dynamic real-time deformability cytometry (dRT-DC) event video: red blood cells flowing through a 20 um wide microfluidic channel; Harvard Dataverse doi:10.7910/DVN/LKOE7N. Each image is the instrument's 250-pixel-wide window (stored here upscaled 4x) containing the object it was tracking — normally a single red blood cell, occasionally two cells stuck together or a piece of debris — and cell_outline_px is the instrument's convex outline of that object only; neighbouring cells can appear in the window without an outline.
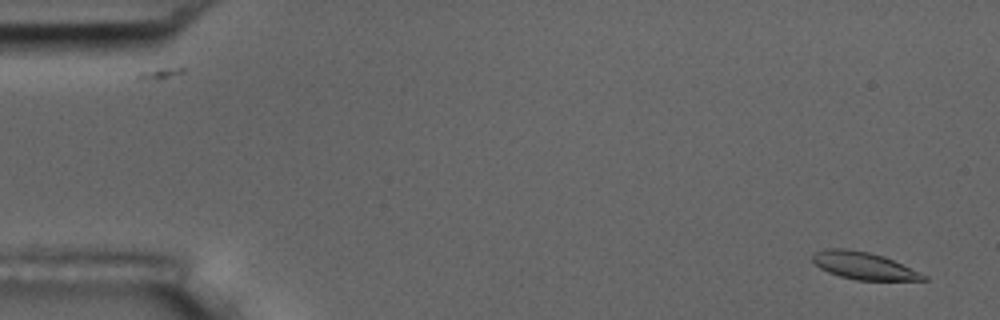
{"species": "common noctule bat (a hibernating species)", "species_latin": "Nyctalus noctula", "temperature_condition": "room temperature", "stored_images_in_passage": 56, "camera_frame_rate_fps": 3000, "um_per_image_px": 0.085, "animal": {"sex": "male", "body_mass_g": 17.5, "forearm_length_mm": 52.3}, "frame": {"image": 1, "passage_image": 3, "time_ms": 0.667, "image_size_px": [1000, 320], "cell_outline_px": [[928, 280], [856, 280], [840, 276], [828, 272], [820, 268], [812, 260], [812, 256], [816, 252], [828, 248], [848, 248], [868, 252], [884, 256], [928, 276]], "centroid_in_image_um": [73.41, 22.58], "position_along_channel_um": 11.6, "area_um2": 17.51}}
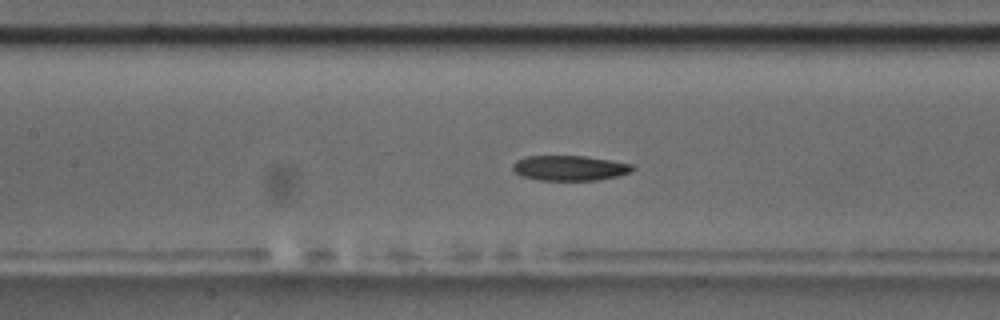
{"frame": {"image": 2, "passage_image": 26, "time_ms": 8.333, "image_size_px": [1000, 320], "cell_outline_px": [[636, 168], [632, 172], [616, 176], [596, 180], [536, 180], [520, 176], [512, 168], [512, 164], [516, 160], [524, 156], [584, 156], [612, 160], [632, 164]], "centroid_in_image_um": [48.41, 14.28], "position_along_channel_um": 159.0, "area_um2": 17.69}}
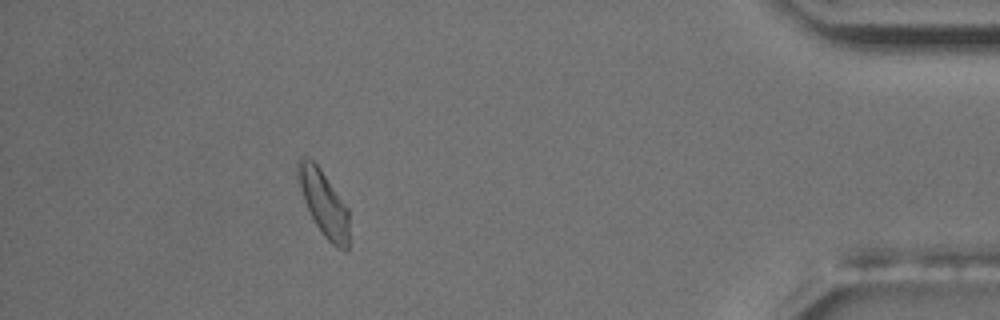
{"frame": {"image": 3, "passage_image": 51, "time_ms": 16.667, "image_size_px": [1000, 320], "cell_outline_px": [[348, 252], [344, 252], [336, 248], [324, 236], [316, 224], [304, 200], [296, 176], [296, 160], [300, 156], [304, 156], [312, 160], [320, 168], [348, 208]], "centroid_in_image_um": [27.5, 17.25], "position_along_channel_um": 407.7, "area_um2": 19.54}, "authors_computed_cell_mechanics": {"area_um2": 18.2648, "velocity_mm_per_s": 3.5999, "shape_relaxation_time_tau1_ms": null, "shape_relaxation_time_tau2_ms": 4.9787, "deformation_change_tau1": null, "deformation_change_tau2": 0.1123}}